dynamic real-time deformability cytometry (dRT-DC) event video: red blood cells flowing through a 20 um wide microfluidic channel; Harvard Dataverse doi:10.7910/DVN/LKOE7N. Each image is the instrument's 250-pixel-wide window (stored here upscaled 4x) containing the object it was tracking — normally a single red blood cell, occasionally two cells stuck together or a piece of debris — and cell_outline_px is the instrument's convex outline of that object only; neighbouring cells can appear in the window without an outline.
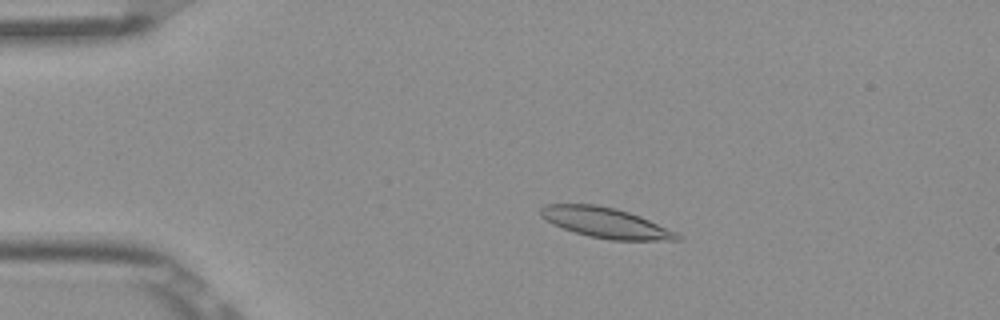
{"species": "Egyptian fruit bat (a non-hibernating species)", "species_latin": "Rousettus aegyptiacus", "temperature_condition": "room temperature", "stored_images_in_passage": 53, "camera_frame_rate_fps": 3000, "um_per_image_px": 0.085, "frame": {"image": 1, "passage_image": 11, "time_ms": 3.333, "image_size_px": [1000, 320], "cell_outline_px": [[684, 236], [680, 240], [612, 240], [588, 236], [552, 224], [540, 216], [540, 208], [544, 204], [596, 204], [616, 208], [640, 216], [676, 232]], "centroid_in_image_um": [51.47, 18.93], "position_along_channel_um": 33.5, "area_um2": 24.04}}
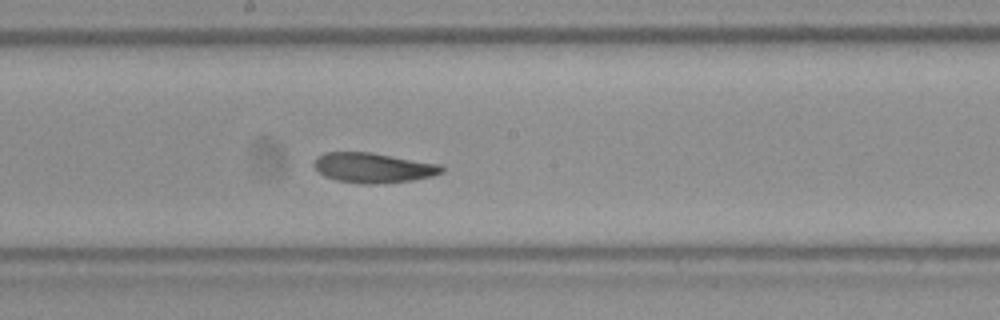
{"frame": {"image": 2, "passage_image": 29, "time_ms": 9.333, "image_size_px": [1000, 320], "cell_outline_px": [[444, 172], [432, 176], [412, 180], [376, 184], [364, 184], [336, 180], [324, 176], [316, 168], [316, 156], [324, 152], [372, 152], [440, 164], [444, 168]], "centroid_in_image_um": [31.75, 14.25], "position_along_channel_um": 216.5, "area_um2": 22.25}}
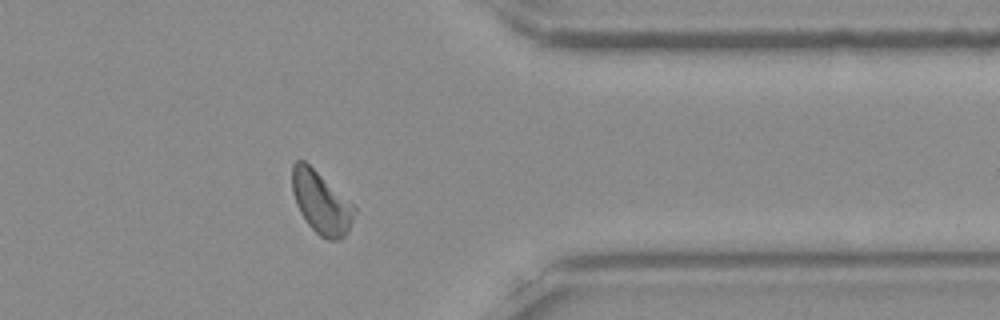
{"frame": {"image": 3, "passage_image": 43, "time_ms": 14.0, "image_size_px": [1000, 320], "cell_outline_px": [[356, 212], [348, 232], [340, 240], [328, 240], [320, 236], [308, 224], [300, 212], [296, 204], [292, 192], [292, 164], [296, 160], [304, 160], [352, 204], [356, 208]], "centroid_in_image_um": [27.28, 17.24], "position_along_channel_um": 384.1, "area_um2": 22.31}, "authors_computed_cell_mechanics": {"area_um2": 22.5998, "velocity_mm_per_s": 3.8469, "shape_relaxation_time_tau1_ms": 4.596, "shape_relaxation_time_tau2_ms": 3.1928, "deformation_change_tau1": 0.1708, "deformation_change_tau2": 0.1043}}